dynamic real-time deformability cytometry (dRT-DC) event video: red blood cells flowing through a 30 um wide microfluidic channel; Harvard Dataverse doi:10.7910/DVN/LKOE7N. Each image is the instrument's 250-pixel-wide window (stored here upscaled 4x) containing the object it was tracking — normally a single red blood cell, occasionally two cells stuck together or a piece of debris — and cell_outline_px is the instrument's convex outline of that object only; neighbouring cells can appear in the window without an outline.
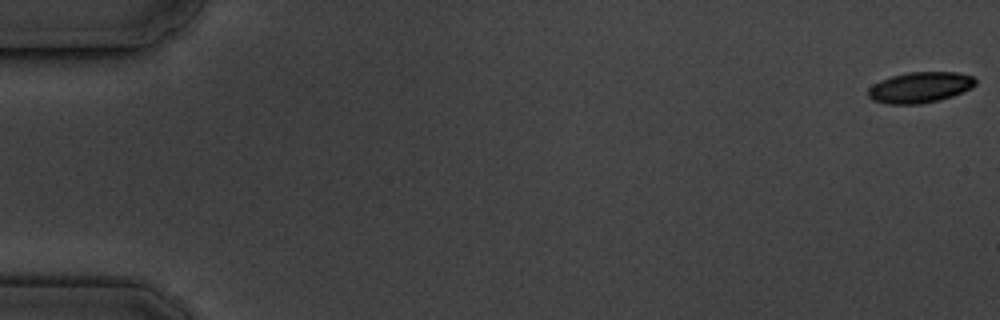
{"species": "common noctule bat (a hibernating species)", "species_latin": "Nyctalus noctula", "temperature_condition": "cold", "stored_images_in_passage": 6, "camera_frame_rate_fps": 3000, "um_per_image_px": 0.085, "animal": {"sex": "male", "body_mass_g": 19.5, "forearm_length_mm": 54.6}, "frame": {"image": 1, "passage_image": 1, "time_ms": 0.0, "image_size_px": [1000, 320], "cell_outline_px": [[976, 84], [972, 88], [952, 96], [940, 100], [920, 104], [888, 104], [872, 100], [868, 96], [868, 88], [880, 80], [892, 76], [908, 72], [956, 72], [972, 76], [976, 80]], "centroid_in_image_um": [78.2, 7.43], "position_along_channel_um": 6.8, "area_um2": 19.31}}
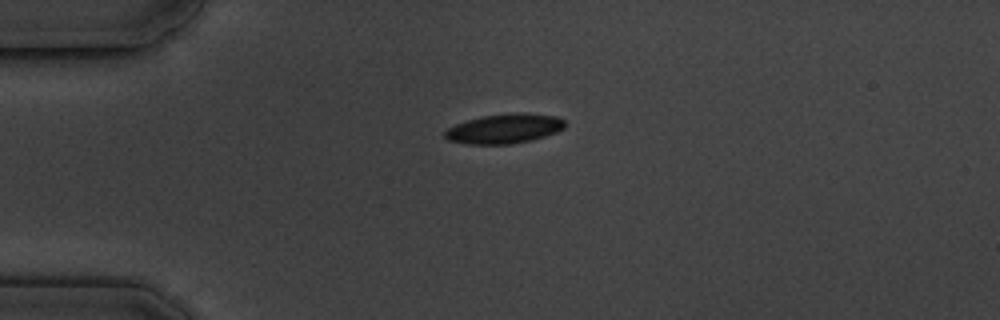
{"frame": {"image": 2, "passage_image": 5, "time_ms": 4.667, "image_size_px": [1000, 320], "cell_outline_px": [[564, 128], [556, 132], [532, 140], [512, 144], [464, 144], [448, 140], [444, 136], [444, 132], [448, 128], [456, 124], [480, 116], [516, 112], [524, 112], [556, 116], [564, 120]], "centroid_in_image_um": [42.86, 10.93], "position_along_channel_um": 42.1, "area_um2": 20.81}}